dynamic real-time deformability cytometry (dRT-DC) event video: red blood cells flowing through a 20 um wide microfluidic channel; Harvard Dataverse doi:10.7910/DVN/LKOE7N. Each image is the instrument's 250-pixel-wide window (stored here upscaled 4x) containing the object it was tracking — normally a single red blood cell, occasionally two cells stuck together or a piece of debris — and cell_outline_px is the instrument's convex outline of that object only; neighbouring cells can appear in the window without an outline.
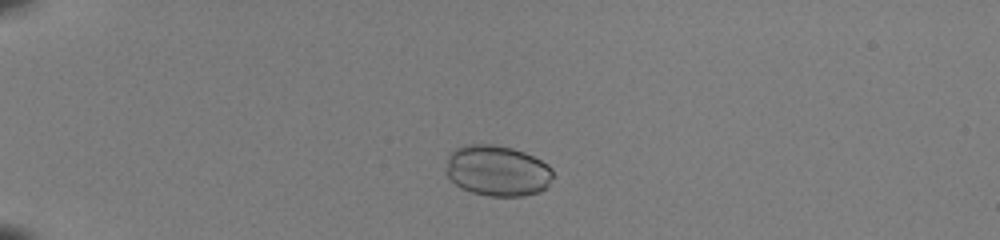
{"species": "common noctule bat (a hibernating species)", "species_latin": "Nyctalus noctula", "temperature_condition": "room temperature", "stored_images_in_passage": 40, "camera_frame_rate_fps": 3000, "um_per_image_px": 0.085, "animal": {"sex": "female", "body_mass_g": 22.0, "forearm_length_mm": 56.7}, "frame": {"image": 1, "passage_image": 3, "time_ms": 0.667, "image_size_px": [1000, 240], "cell_outline_px": [[552, 176], [548, 184], [540, 192], [520, 196], [488, 196], [472, 192], [460, 188], [448, 176], [448, 156], [456, 148], [464, 144], [492, 144], [512, 148], [524, 152], [548, 164], [552, 168]], "centroid_in_image_um": [42.28, 14.51], "position_along_channel_um": 42.7, "area_um2": 31.44}}
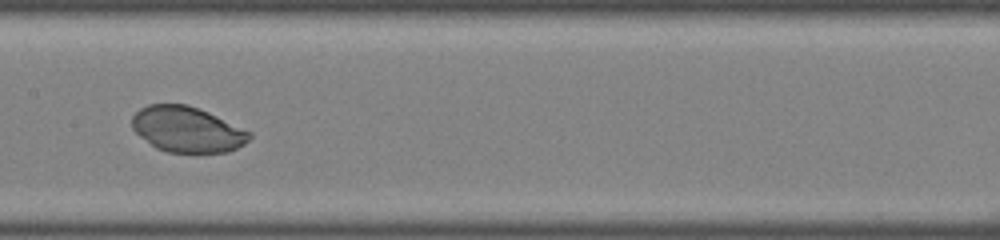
{"frame": {"image": 2, "passage_image": 18, "time_ms": 5.667, "image_size_px": [1000, 240], "cell_outline_px": [[252, 136], [244, 144], [228, 152], [196, 156], [168, 152], [156, 148], [140, 136], [132, 128], [132, 116], [140, 108], [148, 104], [188, 104], [208, 112], [252, 132]], "centroid_in_image_um": [15.93, 11.05], "position_along_channel_um": 191.5, "area_um2": 31.96}}
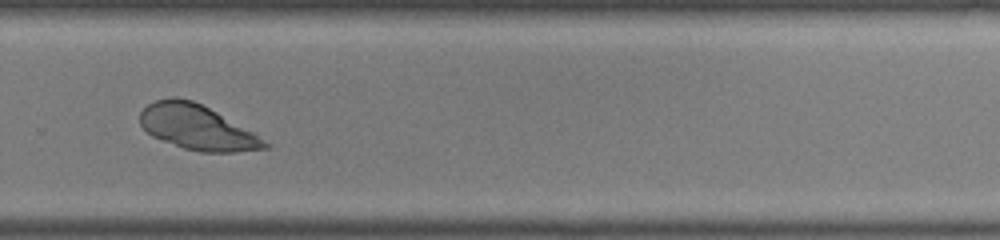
{"frame": {"image": 3, "passage_image": 27, "time_ms": 8.667, "image_size_px": [1000, 240], "cell_outline_px": [[272, 148], [236, 152], [200, 152], [184, 148], [152, 136], [140, 124], [140, 112], [148, 104], [156, 100], [172, 96], [176, 96], [192, 100], [216, 112], [252, 132], [272, 144]], "centroid_in_image_um": [16.76, 10.83], "position_along_channel_um": 313.0, "area_um2": 32.37}}